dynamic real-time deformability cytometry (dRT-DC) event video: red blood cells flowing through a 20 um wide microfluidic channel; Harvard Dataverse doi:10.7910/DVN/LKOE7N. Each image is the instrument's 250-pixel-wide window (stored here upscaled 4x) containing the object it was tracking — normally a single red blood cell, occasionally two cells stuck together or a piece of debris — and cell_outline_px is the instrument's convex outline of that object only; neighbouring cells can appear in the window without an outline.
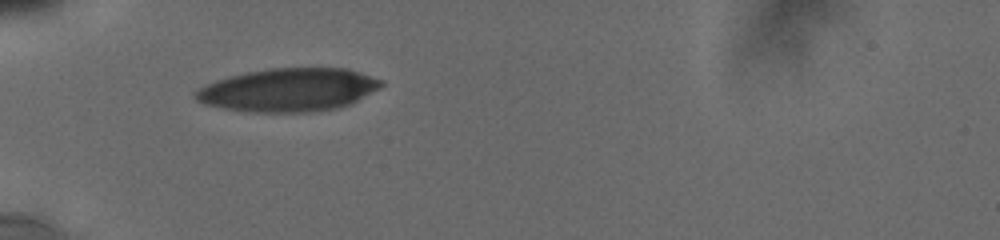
{"species": "human", "species_latin": "Homo sapiens", "temperature_condition": "cold", "stored_images_in_passage": 34, "camera_frame_rate_fps": 3000, "um_per_image_px": 0.085, "donor": {"sex": "male"}, "frame": {"image": 1, "passage_image": 1, "time_ms": 0.0, "image_size_px": [1000, 240], "cell_outline_px": [[384, 84], [380, 88], [352, 104], [340, 108], [308, 112], [252, 112], [224, 108], [204, 104], [196, 100], [192, 96], [192, 92], [204, 84], [228, 76], [244, 72], [272, 68], [348, 68], [384, 80]], "centroid_in_image_um": [24.52, 7.64], "position_along_channel_um": 60.5, "area_um2": 47.34}}
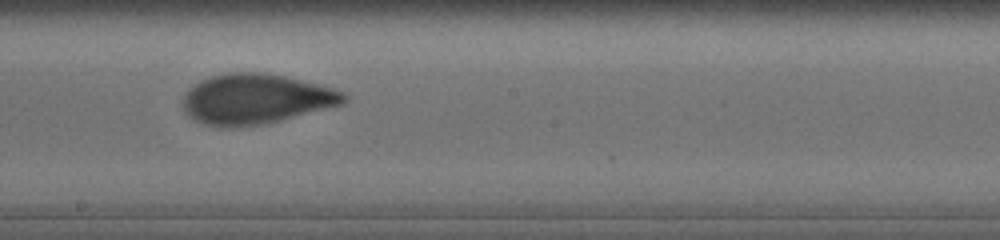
{"frame": {"image": 2, "passage_image": 17, "time_ms": 4.667, "image_size_px": [1000, 240], "cell_outline_px": [[348, 100], [340, 104], [280, 120], [260, 124], [228, 128], [220, 128], [196, 120], [184, 112], [184, 92], [200, 80], [212, 76], [232, 72], [264, 72], [284, 76], [336, 88], [344, 92], [348, 96]], "centroid_in_image_um": [21.74, 8.4], "position_along_channel_um": 226.5, "area_um2": 46.7}}
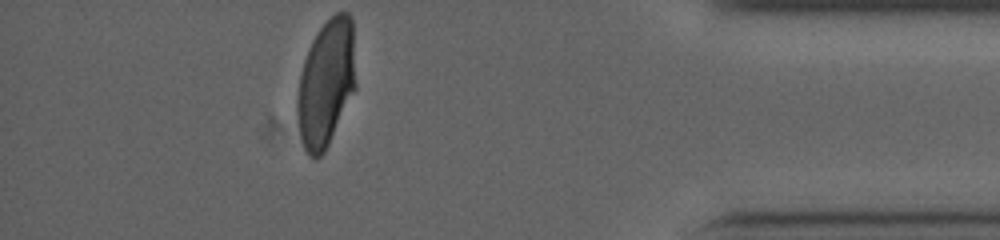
{"frame": {"image": 3, "passage_image": 34, "time_ms": 10.333, "image_size_px": [1000, 240], "cell_outline_px": [[356, 88], [324, 152], [316, 160], [312, 160], [308, 156], [304, 148], [300, 136], [296, 116], [296, 100], [300, 76], [304, 60], [308, 48], [316, 32], [336, 12], [348, 12], [352, 16], [356, 84]], "centroid_in_image_um": [27.71, 7.08], "position_along_channel_um": 407.5, "area_um2": 43.64}, "authors_computed_cell_mechanics": {"area_um2": 46.3267, "velocity_mm_per_s": 3.8072, "shape_relaxation_time_tau1_ms": 4.9117, "shape_relaxation_time_tau2_ms": 1.042, "deformation_change_tau1": 0.1842, "deformation_change_tau2": 0.0702}}